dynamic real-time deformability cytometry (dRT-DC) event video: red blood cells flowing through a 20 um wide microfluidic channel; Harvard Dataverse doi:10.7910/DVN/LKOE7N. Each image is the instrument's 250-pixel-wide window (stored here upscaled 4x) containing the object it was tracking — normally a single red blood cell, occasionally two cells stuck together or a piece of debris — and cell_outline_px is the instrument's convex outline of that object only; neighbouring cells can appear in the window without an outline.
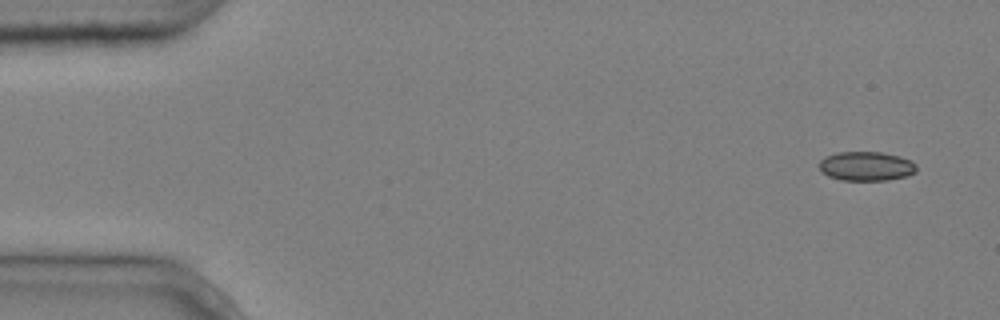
{"species": "common noctule bat (a hibernating species)", "species_latin": "Nyctalus noctula", "temperature_condition": "cold", "stored_images_in_passage": 5, "camera_frame_rate_fps": 3000, "um_per_image_px": 0.085, "animal": {"sex": "male", "body_mass_g": 20.4}, "frame": {"image": 1, "passage_image": 1, "time_ms": 0.0, "image_size_px": [1000, 320], "cell_outline_px": [[916, 172], [908, 176], [888, 180], [840, 180], [828, 176], [820, 172], [820, 160], [824, 156], [836, 152], [880, 152], [900, 156], [912, 160], [916, 164]], "centroid_in_image_um": [73.63, 14.12], "position_along_channel_um": 11.4, "area_um2": 16.82}}
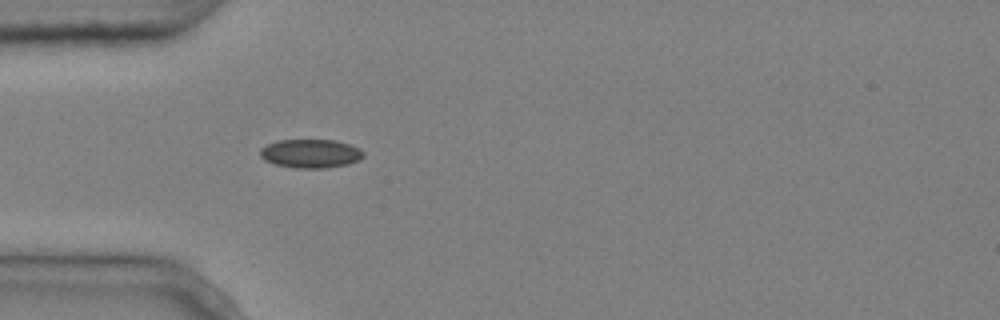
{"frame": {"image": 2, "passage_image": 5, "time_ms": 1.333, "image_size_px": [1000, 320], "cell_outline_px": [[364, 156], [360, 160], [348, 164], [324, 168], [292, 168], [276, 164], [264, 160], [260, 156], [260, 148], [276, 140], [332, 140], [348, 144], [360, 148], [364, 152]], "centroid_in_image_um": [26.4, 13.05], "position_along_channel_um": 58.6, "area_um2": 17.34}}